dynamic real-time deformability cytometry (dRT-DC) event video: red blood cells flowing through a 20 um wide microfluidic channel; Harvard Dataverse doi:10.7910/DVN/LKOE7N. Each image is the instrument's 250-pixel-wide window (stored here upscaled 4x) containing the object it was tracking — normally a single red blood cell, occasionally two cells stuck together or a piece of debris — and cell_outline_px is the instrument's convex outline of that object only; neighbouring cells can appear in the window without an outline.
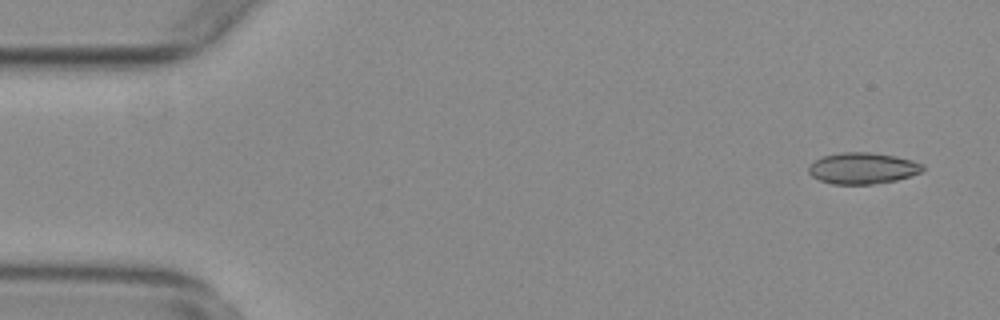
{"species": "common noctule bat (a hibernating species)", "species_latin": "Nyctalus noctula", "temperature_condition": "warm", "stored_images_in_passage": 54, "camera_frame_rate_fps": 3000, "um_per_image_px": 0.085, "animal": {"sex": "female", "body_mass_g": 29.2, "forearm_length_mm": 56.3}, "frame": {"image": 1, "passage_image": 3, "time_ms": 0.667, "image_size_px": [1000, 320], "cell_outline_px": [[924, 168], [920, 172], [896, 180], [872, 184], [832, 184], [820, 180], [812, 176], [808, 172], [808, 168], [820, 156], [840, 152], [868, 152], [896, 156], [912, 160], [924, 164]], "centroid_in_image_um": [73.31, 14.29], "position_along_channel_um": 11.7, "area_um2": 20.75}}
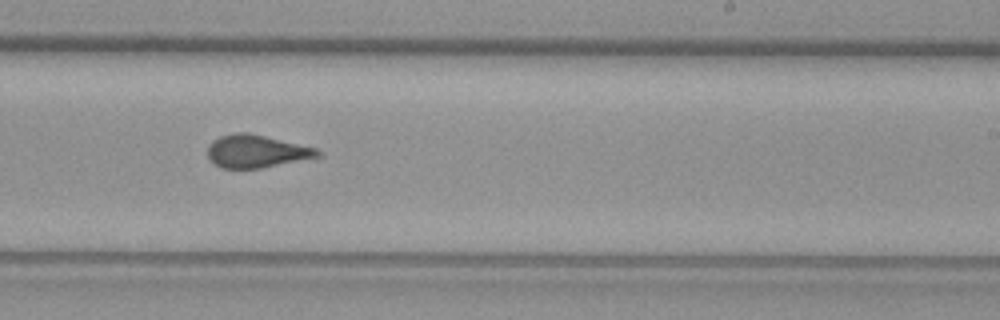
{"frame": {"image": 2, "passage_image": 33, "time_ms": 10.667, "image_size_px": [1000, 320], "cell_outline_px": [[324, 156], [260, 168], [220, 168], [212, 164], [208, 160], [208, 144], [212, 140], [220, 136], [236, 132], [248, 132], [316, 148]], "centroid_in_image_um": [21.75, 12.86], "position_along_channel_um": 267.2, "area_um2": 21.15}}
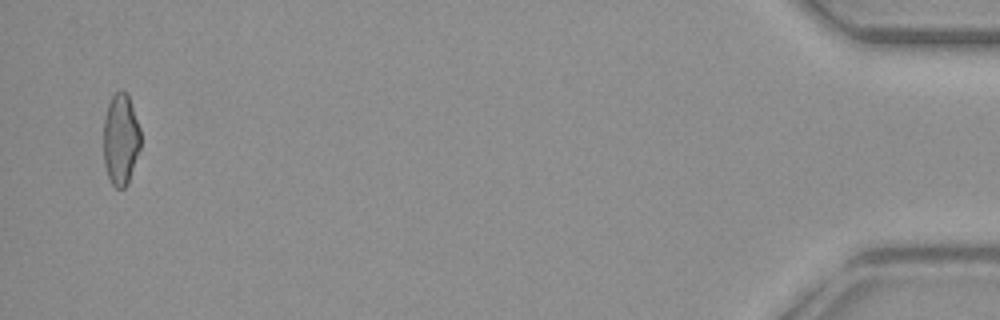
{"frame": {"image": 3, "passage_image": 53, "time_ms": 17.333, "image_size_px": [1000, 320], "cell_outline_px": [[140, 148], [128, 184], [124, 188], [116, 188], [112, 184], [108, 176], [104, 164], [104, 116], [108, 104], [112, 96], [116, 92], [128, 92], [140, 128]], "centroid_in_image_um": [10.26, 11.85], "position_along_channel_um": 424.9, "area_um2": 19.83}, "authors_computed_cell_mechanics": {"area_um2": 21.2704, "velocity_mm_per_s": 3.7867, "shape_relaxation_time_tau1_ms": 10.6543, "shape_relaxation_time_tau2_ms": 1.4044, "deformation_change_tau1": 0.1851, "deformation_change_tau2": 0.0722}}